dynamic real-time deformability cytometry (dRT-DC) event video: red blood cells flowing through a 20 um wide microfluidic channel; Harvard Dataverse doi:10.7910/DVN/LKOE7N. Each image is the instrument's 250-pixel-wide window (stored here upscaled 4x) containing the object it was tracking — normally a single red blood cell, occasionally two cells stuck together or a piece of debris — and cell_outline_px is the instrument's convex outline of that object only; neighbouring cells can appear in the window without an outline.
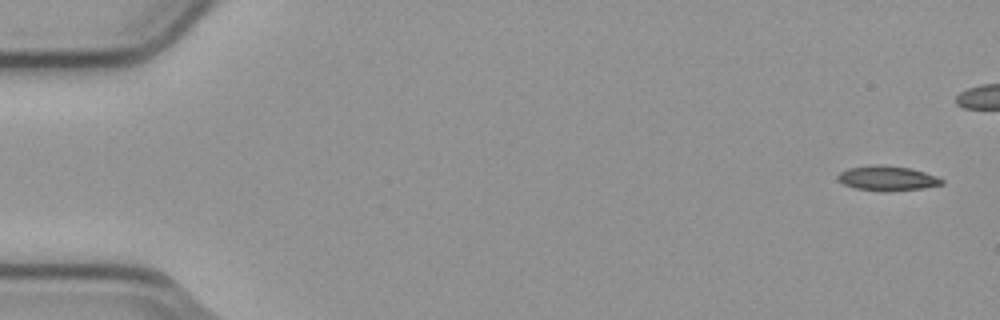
{"species": "common noctule bat (a hibernating species)", "species_latin": "Nyctalus noctula", "temperature_condition": "cold", "stored_images_in_passage": 6, "camera_frame_rate_fps": 3000, "um_per_image_px": 0.085, "animal": {"sex": "male", "body_mass_g": 23.1, "forearm_length_mm": 52.7}, "frame": {"image": 1, "passage_image": 1, "time_ms": 0.0, "image_size_px": [1000, 320], "cell_outline_px": [[944, 184], [924, 188], [884, 192], [856, 188], [844, 184], [836, 180], [836, 176], [840, 172], [848, 168], [876, 164], [908, 168], [924, 172], [936, 176], [944, 180]], "centroid_in_image_um": [75.4, 15.16], "position_along_channel_um": 9.6, "area_um2": 15.03}}
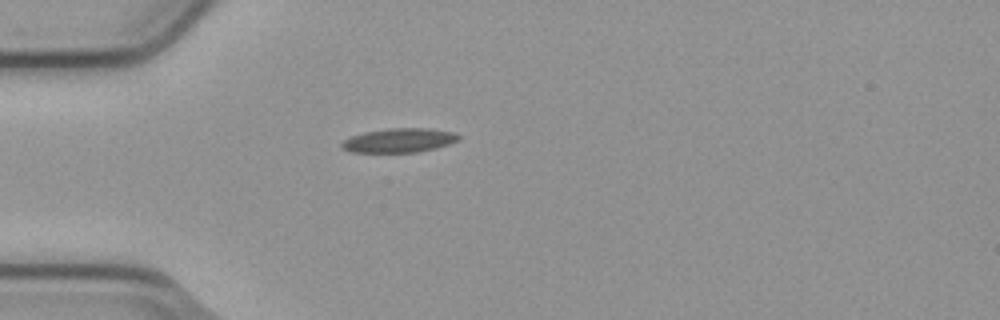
{"frame": {"image": 2, "passage_image": 5, "time_ms": 1.333, "image_size_px": [1000, 320], "cell_outline_px": [[460, 140], [436, 148], [416, 152], [352, 152], [344, 148], [340, 144], [344, 140], [352, 136], [364, 132], [388, 128], [428, 128], [452, 132], [460, 136]], "centroid_in_image_um": [33.94, 11.92], "position_along_channel_um": 51.1, "area_um2": 16.3}}